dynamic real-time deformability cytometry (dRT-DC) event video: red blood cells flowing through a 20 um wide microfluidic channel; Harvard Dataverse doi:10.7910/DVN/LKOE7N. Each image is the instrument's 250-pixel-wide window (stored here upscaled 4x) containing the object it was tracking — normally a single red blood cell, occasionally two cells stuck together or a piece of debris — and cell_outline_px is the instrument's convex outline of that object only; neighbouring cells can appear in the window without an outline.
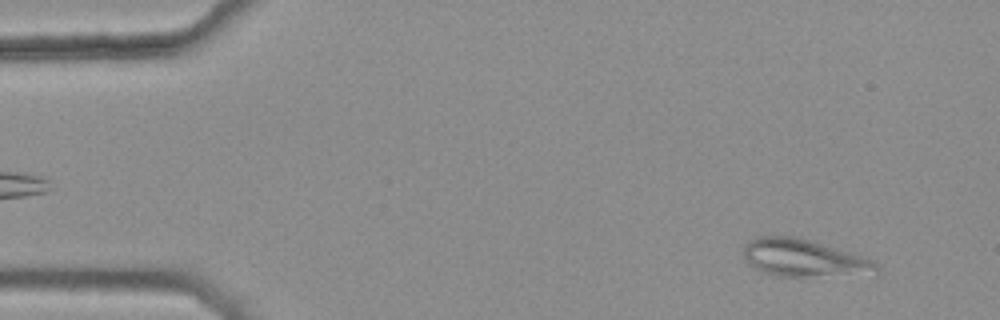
{"species": "common noctule bat (a hibernating species)", "species_latin": "Nyctalus noctula", "temperature_condition": "warm", "stored_images_in_passage": 44, "camera_frame_rate_fps": 3000, "um_per_image_px": 0.085, "animal": {"sex": "female", "body_mass_g": 25.1}, "frame": {"image": 1, "passage_image": 4, "time_ms": 1.0, "image_size_px": [1000, 320], "cell_outline_px": [[880, 276], [780, 276], [764, 272], [748, 264], [740, 252], [744, 244], [748, 240], [756, 236], [792, 236], [808, 240], [860, 256], [872, 260], [880, 268]], "centroid_in_image_um": [68.34, 21.96], "position_along_channel_um": 16.7, "area_um2": 29.36}}
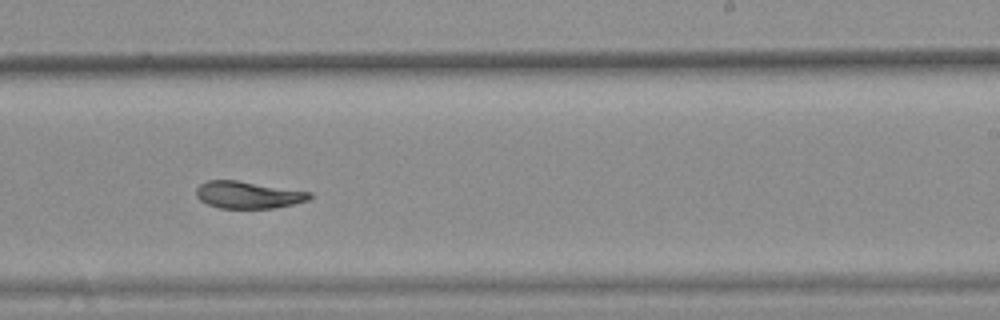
{"frame": {"image": 2, "passage_image": 32, "time_ms": 10.333, "image_size_px": [1000, 320], "cell_outline_px": [[312, 196], [308, 200], [292, 204], [272, 208], [220, 208], [208, 204], [200, 200], [196, 196], [196, 188], [200, 184], [208, 180], [236, 180], [312, 192]], "centroid_in_image_um": [21.07, 16.56], "position_along_channel_um": 267.9, "area_um2": 17.8}}
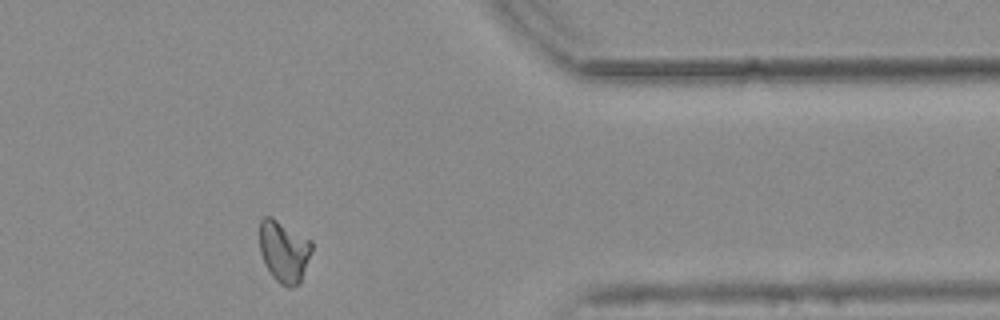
{"frame": {"image": 3, "passage_image": 43, "time_ms": 14.0, "image_size_px": [1000, 320], "cell_outline_px": [[312, 248], [300, 280], [292, 288], [288, 288], [280, 284], [272, 276], [260, 252], [260, 220], [264, 216], [272, 216], [312, 240]], "centroid_in_image_um": [24.12, 21.32], "position_along_channel_um": 387.3, "area_um2": 18.55}, "authors_computed_cell_mechanics": {"area_um2": 18.9873, "velocity_mm_per_s": 3.7612, "shape_relaxation_time_tau1_ms": null, "shape_relaxation_time_tau2_ms": 4.7682, "deformation_change_tau1": null, "deformation_change_tau2": 0.0807}}